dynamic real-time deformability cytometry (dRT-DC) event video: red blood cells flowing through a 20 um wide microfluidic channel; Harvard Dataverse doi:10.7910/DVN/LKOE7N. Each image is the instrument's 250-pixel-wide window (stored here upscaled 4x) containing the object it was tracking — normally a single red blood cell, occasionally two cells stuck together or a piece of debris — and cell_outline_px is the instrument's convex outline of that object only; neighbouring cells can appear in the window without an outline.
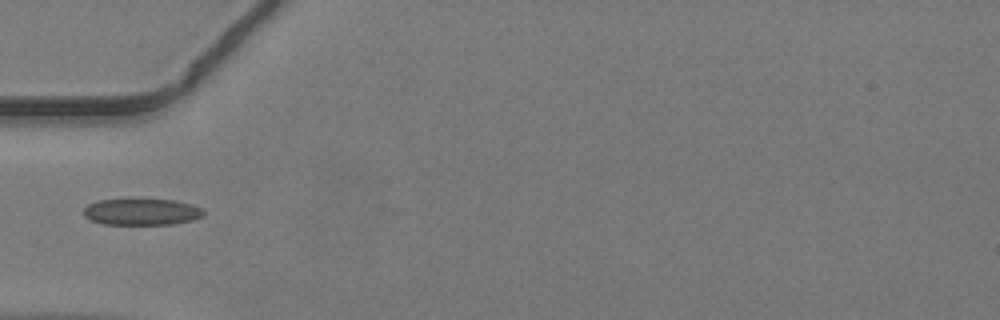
{"species": "common noctule bat (a hibernating species)", "species_latin": "Nyctalus noctula", "temperature_condition": "warm", "stored_images_in_passage": 6, "camera_frame_rate_fps": 3000, "um_per_image_px": 0.085, "animal": {"sex": "male", "body_mass_g": 19.2, "forearm_length_mm": 51.8}, "frame": {"image": 1, "passage_image": 1, "time_ms": 0.0, "image_size_px": [1000, 320], "cell_outline_px": [[204, 216], [192, 220], [172, 224], [104, 224], [92, 220], [84, 216], [84, 208], [88, 204], [100, 200], [176, 200], [192, 204], [204, 208]], "centroid_in_image_um": [12.09, 18.01], "position_along_channel_um": 72.9, "area_um2": 18.38}}
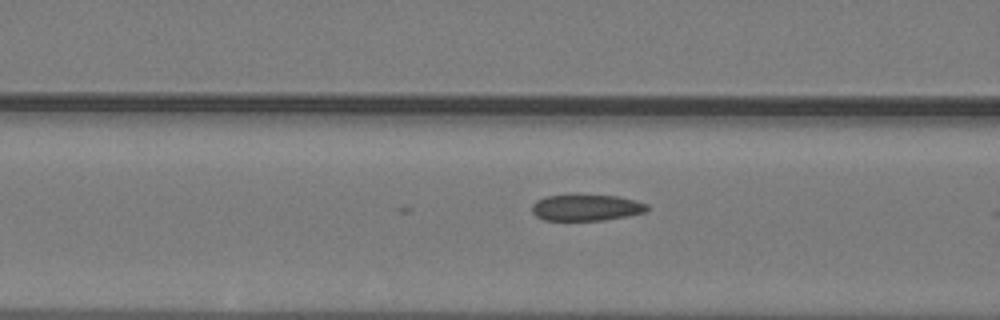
{"frame": {"image": 2, "passage_image": 4, "time_ms": 1.0, "image_size_px": [1000, 320], "cell_outline_px": [[648, 208], [644, 212], [628, 216], [604, 220], [544, 220], [536, 216], [532, 212], [532, 204], [536, 200], [544, 196], [616, 196], [636, 200], [648, 204]], "centroid_in_image_um": [49.82, 17.66], "position_along_channel_um": 116.8, "area_um2": 17.4}}